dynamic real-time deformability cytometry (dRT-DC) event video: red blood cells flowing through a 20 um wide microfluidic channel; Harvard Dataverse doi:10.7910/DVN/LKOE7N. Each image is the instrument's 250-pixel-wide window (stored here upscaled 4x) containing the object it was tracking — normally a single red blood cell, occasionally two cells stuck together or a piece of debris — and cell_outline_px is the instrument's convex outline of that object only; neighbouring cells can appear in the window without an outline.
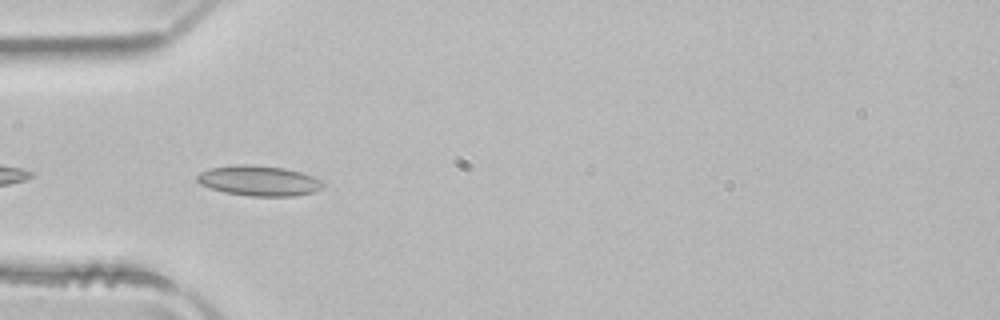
{"species": "common noctule bat (a hibernating species)", "species_latin": "Nyctalus noctula", "temperature_condition": "room temperature", "stored_images_in_passage": 5, "camera_frame_rate_fps": 3000, "um_per_image_px": 0.085, "animal": {"sex": "male", "body_mass_g": 21.5, "forearm_length_mm": 52.0}, "frame": {"image": 1, "passage_image": 2, "time_ms": 0.333, "image_size_px": [1000, 320], "cell_outline_px": [[324, 184], [320, 188], [312, 192], [296, 196], [252, 196], [224, 192], [200, 184], [196, 180], [196, 176], [200, 172], [208, 168], [236, 164], [252, 164], [284, 168], [300, 172], [312, 176], [320, 180]], "centroid_in_image_um": [21.96, 15.35], "position_along_channel_um": 63.0, "area_um2": 22.14}}